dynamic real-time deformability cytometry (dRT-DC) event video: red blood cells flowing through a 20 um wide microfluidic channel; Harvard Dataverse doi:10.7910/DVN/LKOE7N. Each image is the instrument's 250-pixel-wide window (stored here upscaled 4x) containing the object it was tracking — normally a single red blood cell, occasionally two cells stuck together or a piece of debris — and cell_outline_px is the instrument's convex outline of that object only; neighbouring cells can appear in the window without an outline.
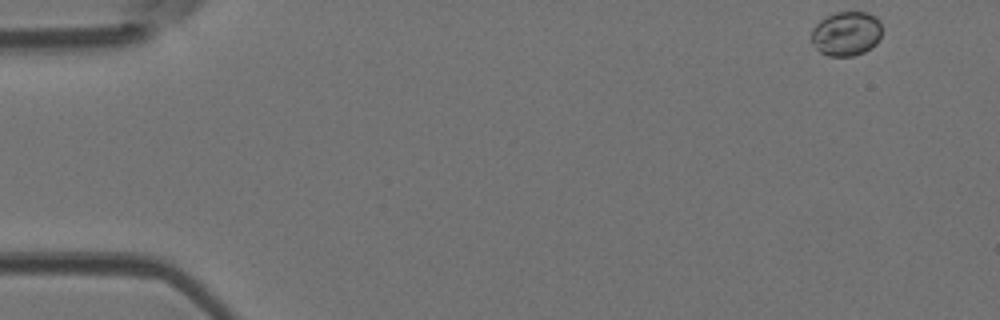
{"species": "Egyptian fruit bat (a non-hibernating species)", "species_latin": "Rousettus aegyptiacus", "temperature_condition": "room temperature", "stored_images_in_passage": 4, "camera_frame_rate_fps": 3000, "um_per_image_px": 0.085, "animal": {"sex": "female"}, "frame": {"image": 1, "passage_image": 1, "time_ms": 0.0, "image_size_px": [1000, 320], "cell_outline_px": [[880, 40], [876, 44], [864, 52], [852, 56], [828, 56], [820, 52], [812, 44], [812, 28], [820, 20], [836, 12], [868, 12], [876, 16], [880, 20]], "centroid_in_image_um": [71.94, 2.86], "position_along_channel_um": 13.1, "area_um2": 18.32}}
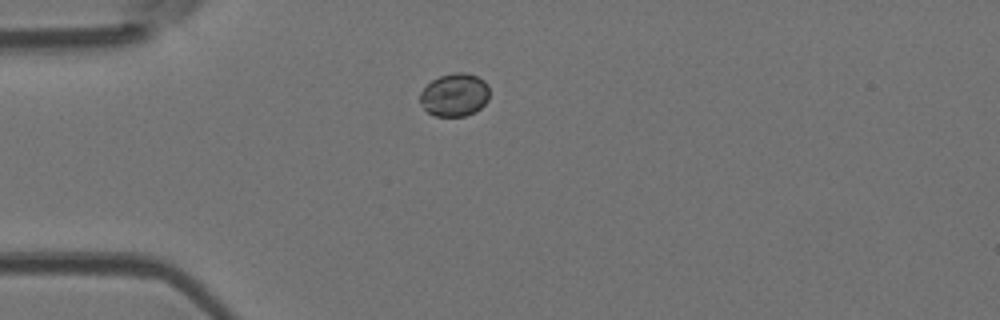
{"frame": {"image": 2, "passage_image": 4, "time_ms": 1.0, "image_size_px": [1000, 320], "cell_outline_px": [[488, 100], [480, 108], [464, 116], [436, 116], [428, 112], [420, 104], [420, 92], [432, 80], [440, 76], [452, 72], [464, 72], [476, 76], [484, 80], [488, 84]], "centroid_in_image_um": [38.63, 8.05], "position_along_channel_um": 46.4, "area_um2": 17.34}}